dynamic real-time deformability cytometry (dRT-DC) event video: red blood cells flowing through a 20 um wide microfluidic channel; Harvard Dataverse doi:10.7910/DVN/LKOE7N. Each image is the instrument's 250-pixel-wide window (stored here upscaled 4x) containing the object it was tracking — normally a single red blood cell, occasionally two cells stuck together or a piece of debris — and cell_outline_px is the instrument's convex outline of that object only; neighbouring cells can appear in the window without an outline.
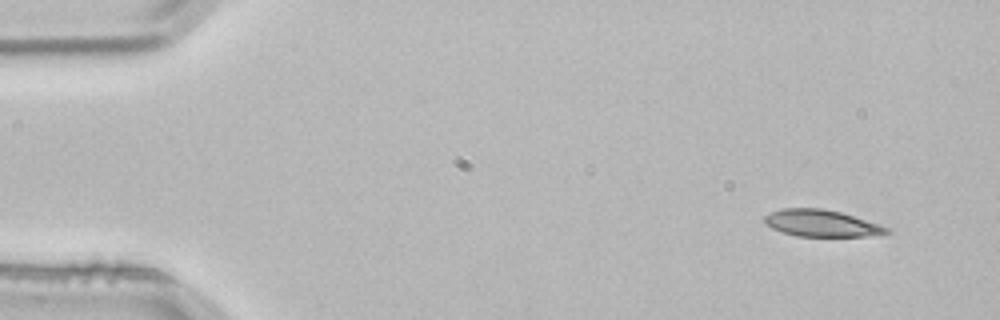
{"species": "common noctule bat (a hibernating species)", "species_latin": "Nyctalus noctula", "temperature_condition": "room temperature", "stored_images_in_passage": 3, "camera_frame_rate_fps": 3000, "um_per_image_px": 0.085, "animal": {"sex": "male", "body_mass_g": 21.5, "forearm_length_mm": 52.0}, "frame": {"image": 1, "passage_image": 1, "time_ms": 0.0, "image_size_px": [1000, 320], "cell_outline_px": [[892, 232], [864, 236], [796, 236], [772, 228], [764, 224], [764, 216], [780, 208], [820, 208], [840, 212], [892, 228]], "centroid_in_image_um": [69.82, 18.97], "position_along_channel_um": 15.2, "area_um2": 18.96}}
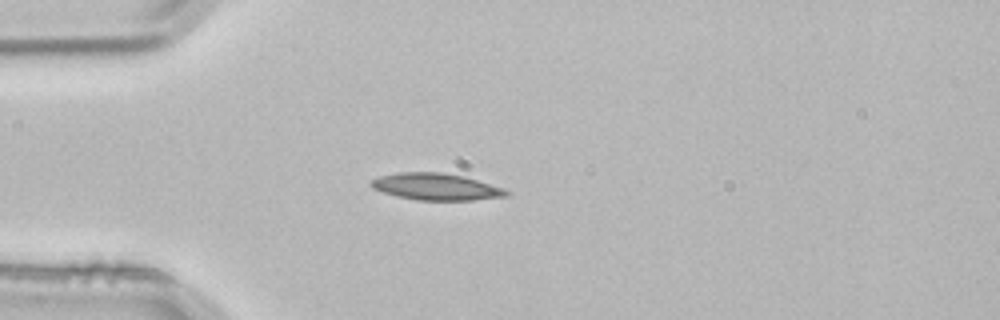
{"frame": {"image": 2, "passage_image": 3, "time_ms": 0.667, "image_size_px": [1000, 320], "cell_outline_px": [[512, 192], [508, 196], [472, 200], [416, 200], [396, 196], [372, 188], [368, 184], [372, 180], [380, 176], [400, 172], [440, 172], [464, 176], [504, 188]], "centroid_in_image_um": [37.08, 15.87], "position_along_channel_um": 47.9, "area_um2": 21.15}}